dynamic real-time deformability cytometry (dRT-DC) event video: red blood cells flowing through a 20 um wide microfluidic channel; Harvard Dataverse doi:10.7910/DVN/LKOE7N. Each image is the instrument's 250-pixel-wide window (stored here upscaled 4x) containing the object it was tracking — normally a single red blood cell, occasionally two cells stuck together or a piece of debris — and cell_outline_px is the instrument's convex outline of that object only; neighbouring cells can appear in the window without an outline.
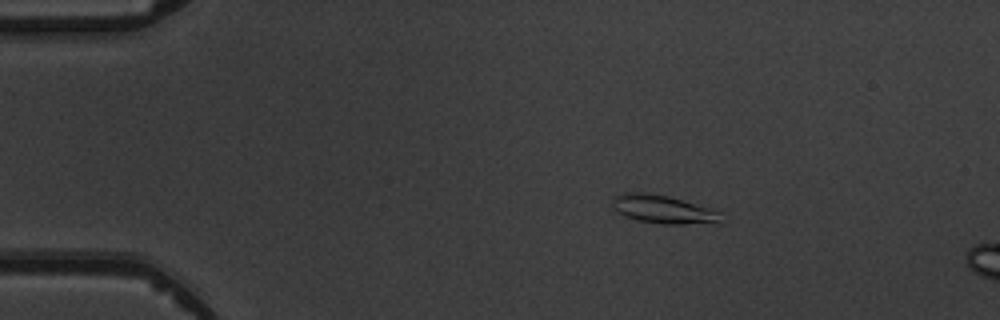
{"species": "common noctule bat (a hibernating species)", "species_latin": "Nyctalus noctula", "temperature_condition": "warm", "stored_images_in_passage": 4, "camera_frame_rate_fps": 3000, "um_per_image_px": 0.085, "animal": {"sex": "male", "body_mass_g": 19.5, "forearm_length_mm": 54.6}, "frame": {"image": 1, "passage_image": 2, "time_ms": 1.333, "image_size_px": [1000, 320], "cell_outline_px": [[728, 220], [720, 224], [660, 224], [636, 220], [624, 216], [612, 208], [612, 196], [624, 192], [644, 192], [668, 196], [720, 212]], "centroid_in_image_um": [56.4, 17.82], "position_along_channel_um": 28.6, "area_um2": 18.38}}